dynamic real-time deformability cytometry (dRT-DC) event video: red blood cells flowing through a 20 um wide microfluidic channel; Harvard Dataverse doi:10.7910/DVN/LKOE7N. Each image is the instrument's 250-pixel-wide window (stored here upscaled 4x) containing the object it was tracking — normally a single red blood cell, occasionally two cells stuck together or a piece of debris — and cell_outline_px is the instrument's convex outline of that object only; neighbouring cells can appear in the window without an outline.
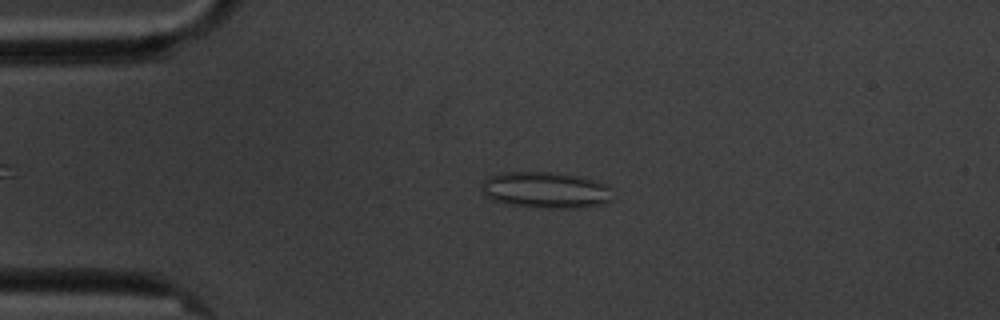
{"species": "common noctule bat (a hibernating species)", "species_latin": "Nyctalus noctula", "temperature_condition": "cold", "stored_images_in_passage": 4, "camera_frame_rate_fps": 3000, "um_per_image_px": 0.085, "animal": {"sex": "male", "body_mass_g": 20.1, "forearm_length_mm": 53.5}, "frame": {"image": 1, "passage_image": 3, "time_ms": 2.333, "image_size_px": [1000, 320], "cell_outline_px": [[612, 200], [604, 204], [580, 208], [544, 208], [504, 204], [492, 200], [484, 196], [480, 188], [480, 184], [488, 176], [504, 172], [556, 172], [588, 176], [612, 188]], "centroid_in_image_um": [46.4, 16.15], "position_along_channel_um": 38.6, "area_um2": 28.61}}